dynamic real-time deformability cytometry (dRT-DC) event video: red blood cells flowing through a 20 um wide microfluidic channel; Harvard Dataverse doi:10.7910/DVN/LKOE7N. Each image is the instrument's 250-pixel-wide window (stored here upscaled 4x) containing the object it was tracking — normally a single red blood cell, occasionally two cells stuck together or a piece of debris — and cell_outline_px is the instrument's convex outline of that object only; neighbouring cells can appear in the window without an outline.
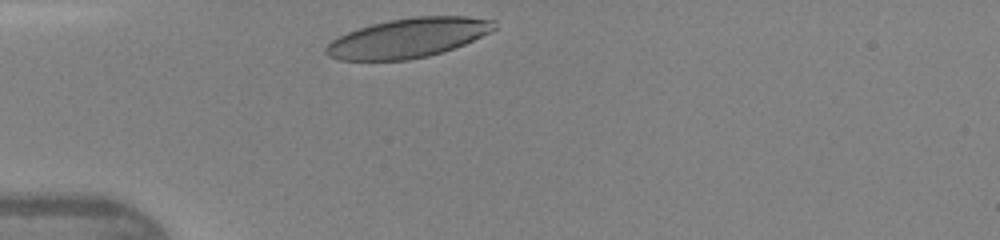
{"species": "human", "species_latin": "Homo sapiens", "temperature_condition": "warm", "stored_images_in_passage": 26, "camera_frame_rate_fps": 3000, "um_per_image_px": 0.085, "donor": {"sex": "female"}, "frame": {"image": 1, "passage_image": 1, "time_ms": 0.0, "image_size_px": [1000, 240], "cell_outline_px": [[496, 28], [492, 32], [464, 44], [428, 56], [408, 60], [340, 60], [328, 56], [324, 52], [324, 48], [332, 40], [348, 32], [372, 24], [392, 20], [416, 16], [468, 16], [496, 20]], "centroid_in_image_um": [34.72, 3.22], "position_along_channel_um": 50.3, "area_um2": 38.49}}
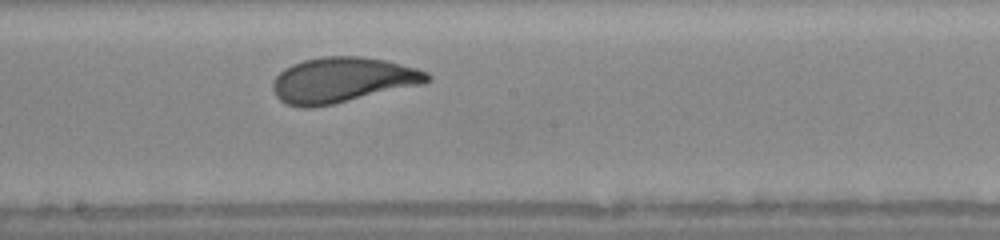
{"frame": {"image": 2, "passage_image": 14, "time_ms": 4.333, "image_size_px": [1000, 240], "cell_outline_px": [[432, 76], [428, 80], [420, 84], [332, 104], [312, 108], [300, 108], [288, 104], [280, 100], [276, 96], [272, 88], [272, 80], [284, 68], [292, 64], [304, 60], [324, 56], [360, 56], [384, 60], [416, 68], [428, 72]], "centroid_in_image_um": [29.04, 6.79], "position_along_channel_um": 219.2, "area_um2": 40.4}}
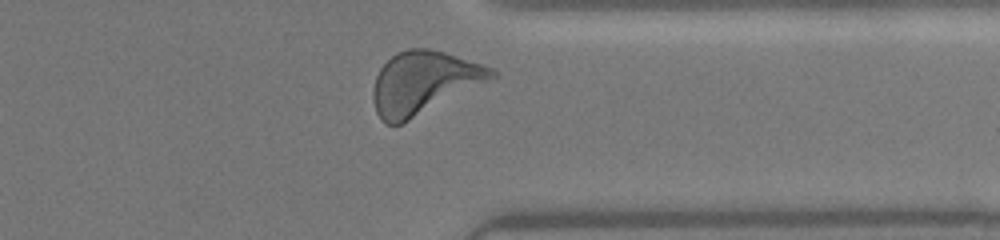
{"frame": {"image": 3, "passage_image": 25, "time_ms": 8.0, "image_size_px": [1000, 240], "cell_outline_px": [[496, 76], [400, 124], [384, 124], [380, 120], [376, 112], [372, 100], [372, 92], [376, 76], [380, 68], [396, 52], [408, 48], [428, 48], [444, 52], [492, 68], [496, 72]], "centroid_in_image_um": [35.92, 7.01], "position_along_channel_um": 375.5, "area_um2": 42.31}, "authors_computed_cell_mechanics": {"area_um2": 39.7375, "velocity_mm_per_s": 4.2873, "shape_relaxation_time_tau1_ms": 2.1504, "shape_relaxation_time_tau2_ms": null, "deformation_change_tau1": 0.1346, "deformation_change_tau2": null}}